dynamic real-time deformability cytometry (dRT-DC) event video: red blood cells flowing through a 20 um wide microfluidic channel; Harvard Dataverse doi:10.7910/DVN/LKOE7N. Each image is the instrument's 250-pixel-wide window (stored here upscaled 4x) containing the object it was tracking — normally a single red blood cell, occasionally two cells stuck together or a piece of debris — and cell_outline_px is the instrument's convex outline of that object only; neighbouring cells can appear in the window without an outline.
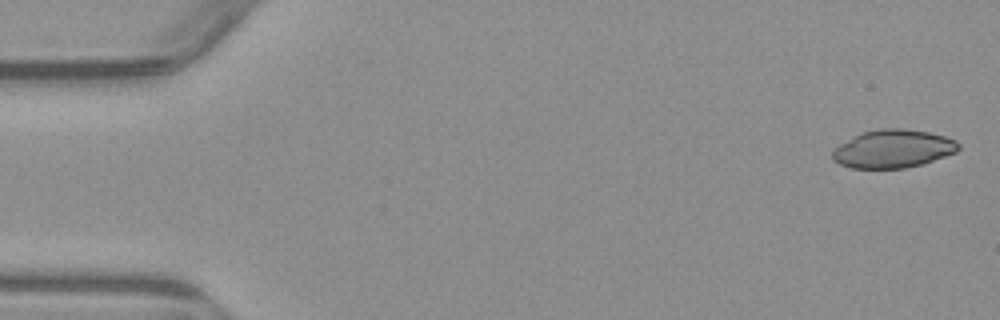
{"species": "common noctule bat (a hibernating species)", "species_latin": "Nyctalus noctula", "temperature_condition": "warm", "stored_images_in_passage": 6, "camera_frame_rate_fps": 3000, "um_per_image_px": 0.085, "animal": {"sex": "male", "body_mass_g": 23.1, "forearm_length_mm": 52.7}, "frame": {"image": 1, "passage_image": 1, "time_ms": 0.0, "image_size_px": [1000, 320], "cell_outline_px": [[960, 148], [956, 152], [924, 164], [904, 168], [852, 168], [840, 164], [832, 160], [832, 148], [864, 132], [880, 128], [904, 128], [928, 132], [944, 136], [956, 140], [960, 144]], "centroid_in_image_um": [75.93, 12.65], "position_along_channel_um": 9.1, "area_um2": 28.03}}